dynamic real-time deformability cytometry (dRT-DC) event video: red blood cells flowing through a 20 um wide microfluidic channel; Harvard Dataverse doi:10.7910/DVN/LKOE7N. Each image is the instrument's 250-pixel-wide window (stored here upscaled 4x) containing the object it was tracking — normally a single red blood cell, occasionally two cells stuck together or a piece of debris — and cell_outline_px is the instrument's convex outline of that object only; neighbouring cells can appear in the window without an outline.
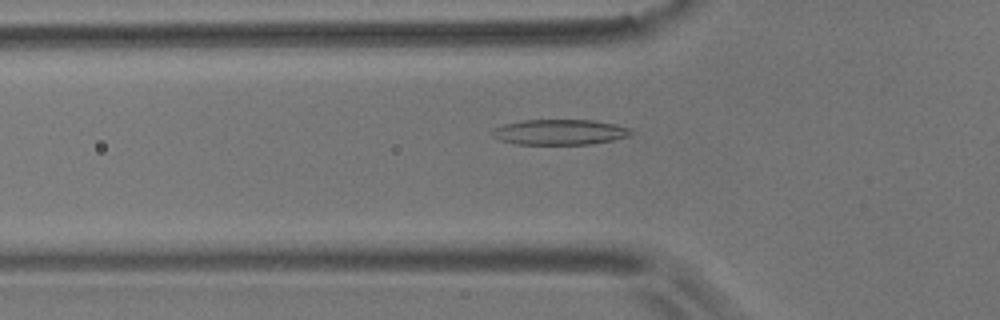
{"species": "common noctule bat (a hibernating species)", "species_latin": "Nyctalus noctula", "temperature_condition": "room temperature", "stored_images_in_passage": 55, "camera_frame_rate_fps": 3000, "um_per_image_px": 0.085, "animal": {"sex": "male", "body_mass_g": 17.9}, "frame": {"image": 1, "passage_image": 17, "time_ms": 5.333, "image_size_px": [1000, 320], "cell_outline_px": [[636, 132], [628, 136], [612, 140], [592, 144], [516, 144], [500, 140], [492, 136], [488, 132], [492, 128], [504, 124], [524, 120], [596, 120], [616, 124], [632, 128]], "centroid_in_image_um": [47.58, 11.22], "position_along_channel_um": 78.2, "area_um2": 20.87}}
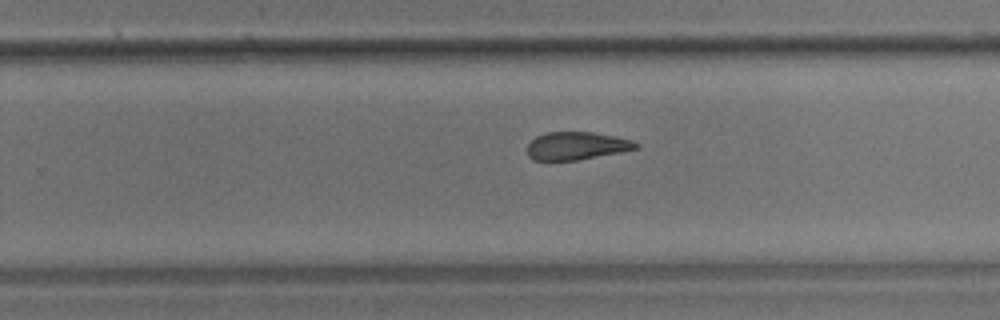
{"frame": {"image": 2, "passage_image": 34, "time_ms": 11.0, "image_size_px": [1000, 320], "cell_outline_px": [[640, 148], [620, 152], [576, 160], [532, 160], [528, 156], [528, 144], [536, 136], [548, 132], [592, 132], [632, 140], [640, 144]], "centroid_in_image_um": [49.01, 12.39], "position_along_channel_um": 280.8, "area_um2": 17.51}}
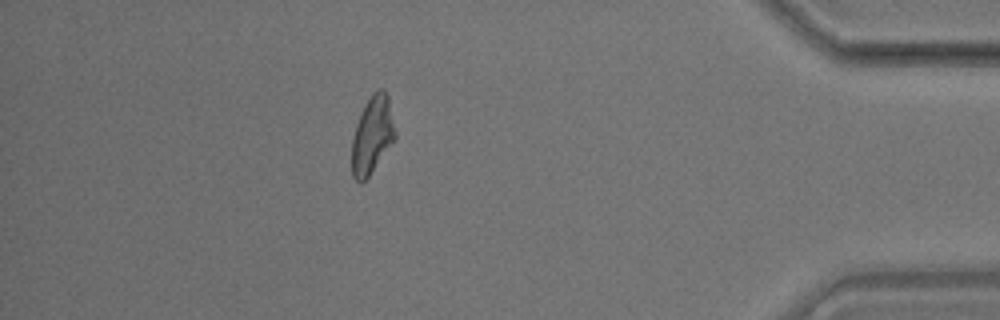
{"frame": {"image": 3, "passage_image": 48, "time_ms": 15.667, "image_size_px": [1000, 320], "cell_outline_px": [[396, 140], [368, 176], [360, 184], [352, 176], [352, 140], [356, 124], [364, 104], [372, 92], [380, 88], [388, 96], [396, 132]], "centroid_in_image_um": [31.65, 11.47], "position_along_channel_um": 403.6, "area_um2": 19.59}, "authors_computed_cell_mechanics": {"area_um2": 19.5364, "velocity_mm_per_s": 3.564, "shape_relaxation_time_tau1_ms": 5.924, "shape_relaxation_time_tau2_ms": 4.4749, "deformation_change_tau1": 0.1731, "deformation_change_tau2": 0.1359}}